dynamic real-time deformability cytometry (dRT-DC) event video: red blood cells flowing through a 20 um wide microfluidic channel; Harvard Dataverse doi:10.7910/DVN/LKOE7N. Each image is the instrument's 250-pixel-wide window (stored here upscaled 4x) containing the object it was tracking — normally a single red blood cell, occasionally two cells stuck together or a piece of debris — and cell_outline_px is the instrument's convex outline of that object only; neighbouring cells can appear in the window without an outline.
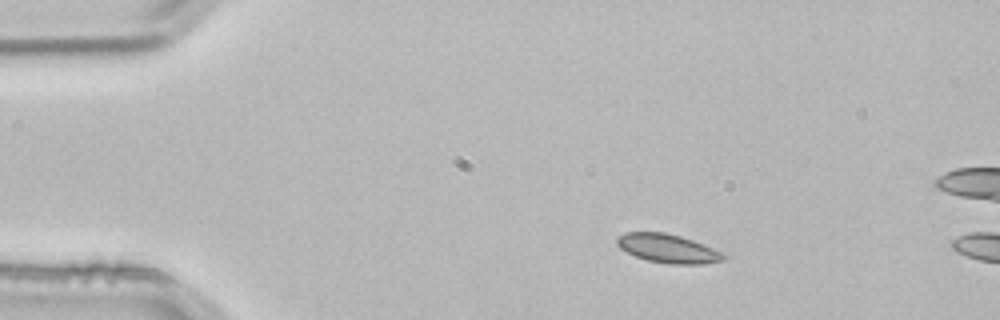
{"species": "common noctule bat (a hibernating species)", "species_latin": "Nyctalus noctula", "temperature_condition": "room temperature", "stored_images_in_passage": 2, "camera_frame_rate_fps": 3000, "um_per_image_px": 0.085, "animal": {"sex": "male", "body_mass_g": 21.5, "forearm_length_mm": 52.0}, "frame": {"image": 1, "passage_image": 1, "time_ms": 0.0, "image_size_px": [1000, 320], "cell_outline_px": [[728, 256], [724, 260], [704, 264], [668, 264], [648, 260], [636, 256], [620, 248], [616, 244], [616, 236], [628, 232], [664, 232], [680, 236], [692, 240], [712, 248]], "centroid_in_image_um": [56.75, 21.12], "position_along_channel_um": 28.2, "area_um2": 17.74}}